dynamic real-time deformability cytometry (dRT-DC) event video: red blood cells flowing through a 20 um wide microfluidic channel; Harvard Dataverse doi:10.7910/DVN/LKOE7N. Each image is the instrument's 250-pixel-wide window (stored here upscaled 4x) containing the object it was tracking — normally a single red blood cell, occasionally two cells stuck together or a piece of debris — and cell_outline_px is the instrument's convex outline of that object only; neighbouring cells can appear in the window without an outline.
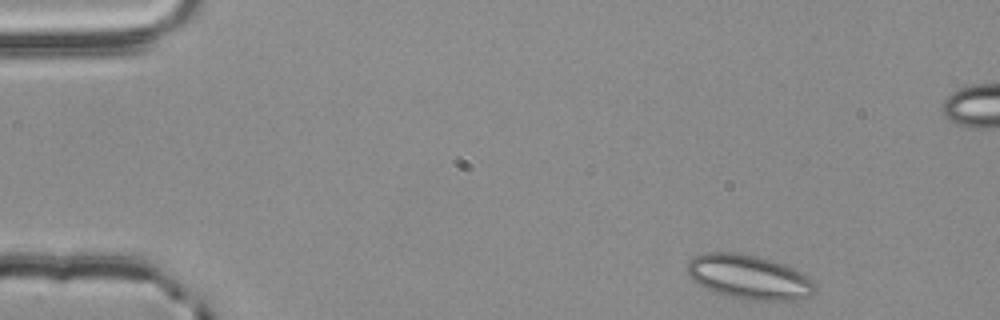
{"species": "common noctule bat (a hibernating species)", "species_latin": "Nyctalus noctula", "temperature_condition": "room temperature", "stored_images_in_passage": 50, "segment_of_instrument_passage": [1, 2], "camera_frame_rate_fps": 3000, "um_per_image_px": 0.085, "animal": {"sex": "male", "body_mass_g": 20.4}, "frame": {"image": 1, "passage_image": 1, "time_ms": 0.0, "image_size_px": [1000, 320], "cell_outline_px": [[816, 292], [812, 296], [796, 300], [740, 300], [704, 288], [692, 280], [688, 276], [688, 260], [692, 256], [704, 252], [736, 252], [756, 256], [772, 260], [784, 264], [808, 276], [816, 284]], "centroid_in_image_um": [63.66, 23.55], "position_along_channel_um": 21.3, "area_um2": 33.47}}